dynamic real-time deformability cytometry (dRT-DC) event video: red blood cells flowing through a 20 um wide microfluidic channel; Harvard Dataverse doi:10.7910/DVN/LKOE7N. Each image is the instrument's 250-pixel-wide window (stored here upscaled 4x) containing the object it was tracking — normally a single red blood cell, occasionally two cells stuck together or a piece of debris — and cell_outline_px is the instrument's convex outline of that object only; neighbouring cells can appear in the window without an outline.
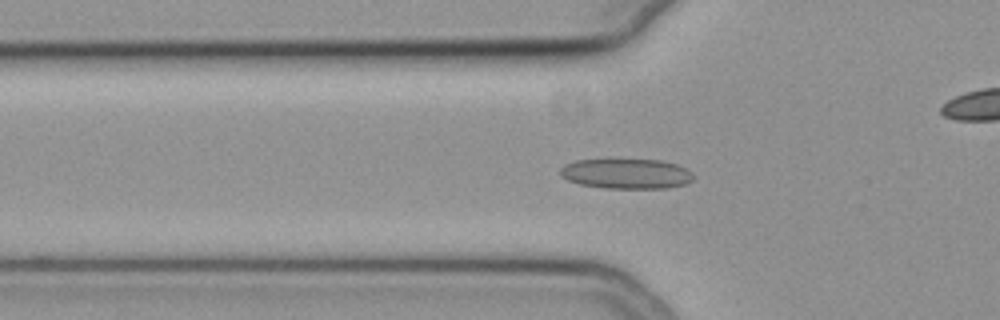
{"species": "common noctule bat (a hibernating species)", "species_latin": "Nyctalus noctula", "temperature_condition": "cold", "stored_images_in_passage": 52, "camera_frame_rate_fps": 3000, "um_per_image_px": 0.085, "animal": {"sex": "female", "body_mass_g": 19.3, "forearm_length_mm": 54.1}, "frame": {"image": 1, "passage_image": 14, "time_ms": 4.333, "image_size_px": [1000, 320], "cell_outline_px": [[692, 180], [684, 184], [668, 188], [604, 188], [580, 184], [568, 180], [560, 176], [560, 168], [564, 164], [576, 160], [612, 156], [660, 160], [676, 164], [692, 172]], "centroid_in_image_um": [53.16, 14.7], "position_along_channel_um": 72.6, "area_um2": 24.39}}
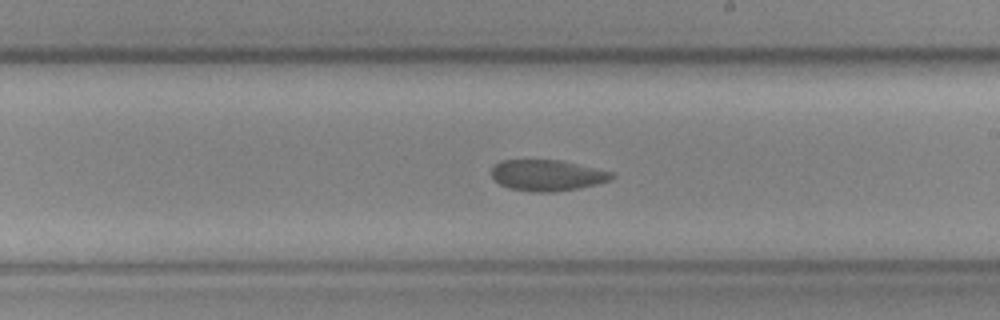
{"frame": {"image": 2, "passage_image": 28, "time_ms": 9.0, "image_size_px": [1000, 320], "cell_outline_px": [[616, 176], [608, 180], [596, 184], [580, 188], [556, 192], [532, 192], [508, 188], [500, 184], [492, 176], [492, 168], [500, 160], [560, 160], [612, 172]], "centroid_in_image_um": [46.5, 14.91], "position_along_channel_um": 242.5, "area_um2": 21.68}}
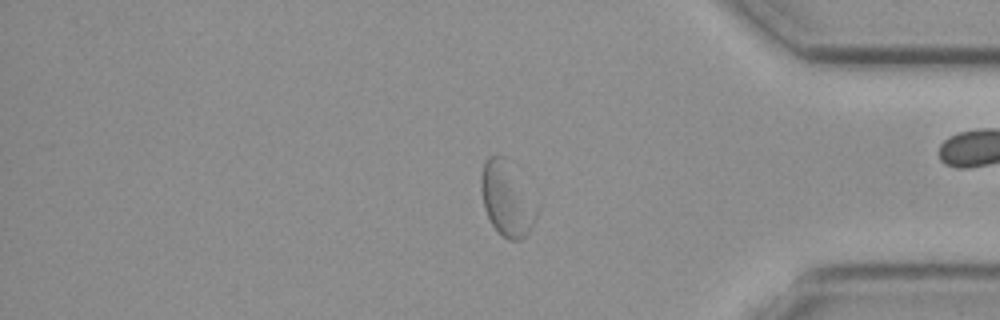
{"frame": {"image": 3, "passage_image": 42, "time_ms": 13.667, "image_size_px": [1000, 320], "cell_outline_px": [[540, 204], [536, 220], [528, 232], [520, 240], [508, 240], [492, 224], [484, 208], [480, 188], [480, 176], [484, 160], [488, 156], [504, 156]], "centroid_in_image_um": [43.11, 16.89], "position_along_channel_um": 392.1, "area_um2": 24.39}, "authors_computed_cell_mechanics": {"area_um2": 23.8136, "velocity_mm_per_s": 3.6544, "shape_relaxation_time_tau1_ms": null, "shape_relaxation_time_tau2_ms": 1.2127, "deformation_change_tau1": null, "deformation_change_tau2": 0.0378}}